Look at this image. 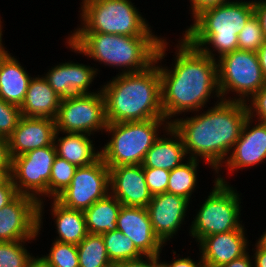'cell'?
<instances>
[{
    "instance_id": "obj_7",
    "label": "cell",
    "mask_w": 266,
    "mask_h": 267,
    "mask_svg": "<svg viewBox=\"0 0 266 267\" xmlns=\"http://www.w3.org/2000/svg\"><path fill=\"white\" fill-rule=\"evenodd\" d=\"M166 119H149L108 123L106 132L112 138L103 149L101 158L110 167L119 165H141L145 154L154 144L158 136V128Z\"/></svg>"
},
{
    "instance_id": "obj_6",
    "label": "cell",
    "mask_w": 266,
    "mask_h": 267,
    "mask_svg": "<svg viewBox=\"0 0 266 267\" xmlns=\"http://www.w3.org/2000/svg\"><path fill=\"white\" fill-rule=\"evenodd\" d=\"M82 4L83 25L74 32L155 36L130 0H83Z\"/></svg>"
},
{
    "instance_id": "obj_37",
    "label": "cell",
    "mask_w": 266,
    "mask_h": 267,
    "mask_svg": "<svg viewBox=\"0 0 266 267\" xmlns=\"http://www.w3.org/2000/svg\"><path fill=\"white\" fill-rule=\"evenodd\" d=\"M17 195L16 187L12 178H10L5 184L0 186V209L10 203Z\"/></svg>"
},
{
    "instance_id": "obj_2",
    "label": "cell",
    "mask_w": 266,
    "mask_h": 267,
    "mask_svg": "<svg viewBox=\"0 0 266 267\" xmlns=\"http://www.w3.org/2000/svg\"><path fill=\"white\" fill-rule=\"evenodd\" d=\"M219 100L205 113L184 120H170V125L183 140L186 153L190 154L188 158L202 157L217 174L248 117L246 103Z\"/></svg>"
},
{
    "instance_id": "obj_26",
    "label": "cell",
    "mask_w": 266,
    "mask_h": 267,
    "mask_svg": "<svg viewBox=\"0 0 266 267\" xmlns=\"http://www.w3.org/2000/svg\"><path fill=\"white\" fill-rule=\"evenodd\" d=\"M121 202L110 193L84 211L88 233L103 234L117 230Z\"/></svg>"
},
{
    "instance_id": "obj_39",
    "label": "cell",
    "mask_w": 266,
    "mask_h": 267,
    "mask_svg": "<svg viewBox=\"0 0 266 267\" xmlns=\"http://www.w3.org/2000/svg\"><path fill=\"white\" fill-rule=\"evenodd\" d=\"M0 168H12L8 139L2 137H0Z\"/></svg>"
},
{
    "instance_id": "obj_46",
    "label": "cell",
    "mask_w": 266,
    "mask_h": 267,
    "mask_svg": "<svg viewBox=\"0 0 266 267\" xmlns=\"http://www.w3.org/2000/svg\"><path fill=\"white\" fill-rule=\"evenodd\" d=\"M12 168H0V186L11 178Z\"/></svg>"
},
{
    "instance_id": "obj_41",
    "label": "cell",
    "mask_w": 266,
    "mask_h": 267,
    "mask_svg": "<svg viewBox=\"0 0 266 267\" xmlns=\"http://www.w3.org/2000/svg\"><path fill=\"white\" fill-rule=\"evenodd\" d=\"M143 258L146 260H143ZM115 265L117 267H152V255H144L137 259L120 261Z\"/></svg>"
},
{
    "instance_id": "obj_22",
    "label": "cell",
    "mask_w": 266,
    "mask_h": 267,
    "mask_svg": "<svg viewBox=\"0 0 266 267\" xmlns=\"http://www.w3.org/2000/svg\"><path fill=\"white\" fill-rule=\"evenodd\" d=\"M60 101L61 98L43 76L32 77L24 102L20 106L21 115L24 117L50 118L55 120Z\"/></svg>"
},
{
    "instance_id": "obj_14",
    "label": "cell",
    "mask_w": 266,
    "mask_h": 267,
    "mask_svg": "<svg viewBox=\"0 0 266 267\" xmlns=\"http://www.w3.org/2000/svg\"><path fill=\"white\" fill-rule=\"evenodd\" d=\"M109 192L123 206L147 207L150 193L142 165H119L109 168Z\"/></svg>"
},
{
    "instance_id": "obj_49",
    "label": "cell",
    "mask_w": 266,
    "mask_h": 267,
    "mask_svg": "<svg viewBox=\"0 0 266 267\" xmlns=\"http://www.w3.org/2000/svg\"><path fill=\"white\" fill-rule=\"evenodd\" d=\"M160 255H152V267H167L165 262H160Z\"/></svg>"
},
{
    "instance_id": "obj_43",
    "label": "cell",
    "mask_w": 266,
    "mask_h": 267,
    "mask_svg": "<svg viewBox=\"0 0 266 267\" xmlns=\"http://www.w3.org/2000/svg\"><path fill=\"white\" fill-rule=\"evenodd\" d=\"M253 262H251L248 252L242 257L232 260L229 263L222 265L221 267H252Z\"/></svg>"
},
{
    "instance_id": "obj_44",
    "label": "cell",
    "mask_w": 266,
    "mask_h": 267,
    "mask_svg": "<svg viewBox=\"0 0 266 267\" xmlns=\"http://www.w3.org/2000/svg\"><path fill=\"white\" fill-rule=\"evenodd\" d=\"M256 246V252L254 253V266L255 267H266V250L261 249L257 244Z\"/></svg>"
},
{
    "instance_id": "obj_15",
    "label": "cell",
    "mask_w": 266,
    "mask_h": 267,
    "mask_svg": "<svg viewBox=\"0 0 266 267\" xmlns=\"http://www.w3.org/2000/svg\"><path fill=\"white\" fill-rule=\"evenodd\" d=\"M189 203V200L182 196L165 192L154 195L147 205L154 233L164 244L172 239L173 234L176 235L184 221Z\"/></svg>"
},
{
    "instance_id": "obj_31",
    "label": "cell",
    "mask_w": 266,
    "mask_h": 267,
    "mask_svg": "<svg viewBox=\"0 0 266 267\" xmlns=\"http://www.w3.org/2000/svg\"><path fill=\"white\" fill-rule=\"evenodd\" d=\"M48 255L41 257L48 267H79L77 245L54 241Z\"/></svg>"
},
{
    "instance_id": "obj_12",
    "label": "cell",
    "mask_w": 266,
    "mask_h": 267,
    "mask_svg": "<svg viewBox=\"0 0 266 267\" xmlns=\"http://www.w3.org/2000/svg\"><path fill=\"white\" fill-rule=\"evenodd\" d=\"M109 191V167L100 157L88 166L77 167L69 186L55 199L67 208L85 211Z\"/></svg>"
},
{
    "instance_id": "obj_25",
    "label": "cell",
    "mask_w": 266,
    "mask_h": 267,
    "mask_svg": "<svg viewBox=\"0 0 266 267\" xmlns=\"http://www.w3.org/2000/svg\"><path fill=\"white\" fill-rule=\"evenodd\" d=\"M51 207L59 234L56 241L78 245L88 235L84 211L67 208L56 199Z\"/></svg>"
},
{
    "instance_id": "obj_11",
    "label": "cell",
    "mask_w": 266,
    "mask_h": 267,
    "mask_svg": "<svg viewBox=\"0 0 266 267\" xmlns=\"http://www.w3.org/2000/svg\"><path fill=\"white\" fill-rule=\"evenodd\" d=\"M107 124L102 90L61 98L55 118L56 131L91 135L93 131L105 130Z\"/></svg>"
},
{
    "instance_id": "obj_36",
    "label": "cell",
    "mask_w": 266,
    "mask_h": 267,
    "mask_svg": "<svg viewBox=\"0 0 266 267\" xmlns=\"http://www.w3.org/2000/svg\"><path fill=\"white\" fill-rule=\"evenodd\" d=\"M251 99V104L246 102L248 116L250 118L258 117L259 122H266V84L256 92ZM255 113V114H254ZM254 114V115H253Z\"/></svg>"
},
{
    "instance_id": "obj_35",
    "label": "cell",
    "mask_w": 266,
    "mask_h": 267,
    "mask_svg": "<svg viewBox=\"0 0 266 267\" xmlns=\"http://www.w3.org/2000/svg\"><path fill=\"white\" fill-rule=\"evenodd\" d=\"M145 181L150 193L154 196L167 192L170 171L162 168L143 167Z\"/></svg>"
},
{
    "instance_id": "obj_1",
    "label": "cell",
    "mask_w": 266,
    "mask_h": 267,
    "mask_svg": "<svg viewBox=\"0 0 266 267\" xmlns=\"http://www.w3.org/2000/svg\"><path fill=\"white\" fill-rule=\"evenodd\" d=\"M179 42L173 70L158 66L166 120L204 108L212 92L221 99L215 54L207 46H191L184 38Z\"/></svg>"
},
{
    "instance_id": "obj_48",
    "label": "cell",
    "mask_w": 266,
    "mask_h": 267,
    "mask_svg": "<svg viewBox=\"0 0 266 267\" xmlns=\"http://www.w3.org/2000/svg\"><path fill=\"white\" fill-rule=\"evenodd\" d=\"M1 20H0V63L1 61L9 54L8 51L5 50L2 44V28H1Z\"/></svg>"
},
{
    "instance_id": "obj_8",
    "label": "cell",
    "mask_w": 266,
    "mask_h": 267,
    "mask_svg": "<svg viewBox=\"0 0 266 267\" xmlns=\"http://www.w3.org/2000/svg\"><path fill=\"white\" fill-rule=\"evenodd\" d=\"M217 177L214 188L202 204L190 228V234L200 242L204 237L243 228L240 224V198L233 187Z\"/></svg>"
},
{
    "instance_id": "obj_4",
    "label": "cell",
    "mask_w": 266,
    "mask_h": 267,
    "mask_svg": "<svg viewBox=\"0 0 266 267\" xmlns=\"http://www.w3.org/2000/svg\"><path fill=\"white\" fill-rule=\"evenodd\" d=\"M161 40L157 36L74 32L67 43L74 52L84 53L101 64L127 69L121 73H137L155 63Z\"/></svg>"
},
{
    "instance_id": "obj_27",
    "label": "cell",
    "mask_w": 266,
    "mask_h": 267,
    "mask_svg": "<svg viewBox=\"0 0 266 267\" xmlns=\"http://www.w3.org/2000/svg\"><path fill=\"white\" fill-rule=\"evenodd\" d=\"M79 267H111L102 234L88 235L77 245Z\"/></svg>"
},
{
    "instance_id": "obj_24",
    "label": "cell",
    "mask_w": 266,
    "mask_h": 267,
    "mask_svg": "<svg viewBox=\"0 0 266 267\" xmlns=\"http://www.w3.org/2000/svg\"><path fill=\"white\" fill-rule=\"evenodd\" d=\"M60 132L54 134L56 155L77 167L88 166L101 157V152H95L94 144L84 133H66L65 137H58ZM59 138L57 141L56 139ZM58 142V143H56Z\"/></svg>"
},
{
    "instance_id": "obj_51",
    "label": "cell",
    "mask_w": 266,
    "mask_h": 267,
    "mask_svg": "<svg viewBox=\"0 0 266 267\" xmlns=\"http://www.w3.org/2000/svg\"><path fill=\"white\" fill-rule=\"evenodd\" d=\"M199 267H220V266H214V265H210L205 262H202Z\"/></svg>"
},
{
    "instance_id": "obj_5",
    "label": "cell",
    "mask_w": 266,
    "mask_h": 267,
    "mask_svg": "<svg viewBox=\"0 0 266 267\" xmlns=\"http://www.w3.org/2000/svg\"><path fill=\"white\" fill-rule=\"evenodd\" d=\"M253 15V0L222 3L197 14L183 38L191 46L211 44L220 58L238 50V34Z\"/></svg>"
},
{
    "instance_id": "obj_23",
    "label": "cell",
    "mask_w": 266,
    "mask_h": 267,
    "mask_svg": "<svg viewBox=\"0 0 266 267\" xmlns=\"http://www.w3.org/2000/svg\"><path fill=\"white\" fill-rule=\"evenodd\" d=\"M19 61L8 54L0 63V98L20 107L32 79Z\"/></svg>"
},
{
    "instance_id": "obj_20",
    "label": "cell",
    "mask_w": 266,
    "mask_h": 267,
    "mask_svg": "<svg viewBox=\"0 0 266 267\" xmlns=\"http://www.w3.org/2000/svg\"><path fill=\"white\" fill-rule=\"evenodd\" d=\"M203 262L222 266L245 255L248 247L244 228L204 237L200 242Z\"/></svg>"
},
{
    "instance_id": "obj_17",
    "label": "cell",
    "mask_w": 266,
    "mask_h": 267,
    "mask_svg": "<svg viewBox=\"0 0 266 267\" xmlns=\"http://www.w3.org/2000/svg\"><path fill=\"white\" fill-rule=\"evenodd\" d=\"M55 120L22 116L16 129L7 138L11 157L54 145Z\"/></svg>"
},
{
    "instance_id": "obj_9",
    "label": "cell",
    "mask_w": 266,
    "mask_h": 267,
    "mask_svg": "<svg viewBox=\"0 0 266 267\" xmlns=\"http://www.w3.org/2000/svg\"><path fill=\"white\" fill-rule=\"evenodd\" d=\"M218 87L222 100L229 91L236 92L240 98L228 99L246 103L265 84L257 52L235 50L225 54L217 61ZM251 95V96H250Z\"/></svg>"
},
{
    "instance_id": "obj_40",
    "label": "cell",
    "mask_w": 266,
    "mask_h": 267,
    "mask_svg": "<svg viewBox=\"0 0 266 267\" xmlns=\"http://www.w3.org/2000/svg\"><path fill=\"white\" fill-rule=\"evenodd\" d=\"M254 14L260 22L262 32L266 39V0H254Z\"/></svg>"
},
{
    "instance_id": "obj_47",
    "label": "cell",
    "mask_w": 266,
    "mask_h": 267,
    "mask_svg": "<svg viewBox=\"0 0 266 267\" xmlns=\"http://www.w3.org/2000/svg\"><path fill=\"white\" fill-rule=\"evenodd\" d=\"M25 267H48L45 261L41 258L33 257Z\"/></svg>"
},
{
    "instance_id": "obj_34",
    "label": "cell",
    "mask_w": 266,
    "mask_h": 267,
    "mask_svg": "<svg viewBox=\"0 0 266 267\" xmlns=\"http://www.w3.org/2000/svg\"><path fill=\"white\" fill-rule=\"evenodd\" d=\"M21 117L20 107L0 98V137L8 138L16 129Z\"/></svg>"
},
{
    "instance_id": "obj_21",
    "label": "cell",
    "mask_w": 266,
    "mask_h": 267,
    "mask_svg": "<svg viewBox=\"0 0 266 267\" xmlns=\"http://www.w3.org/2000/svg\"><path fill=\"white\" fill-rule=\"evenodd\" d=\"M165 130L174 139L158 137L151 148L145 154L142 162L143 167L162 168L172 171L175 167L182 165L188 156L180 134L170 125V121L165 122Z\"/></svg>"
},
{
    "instance_id": "obj_10",
    "label": "cell",
    "mask_w": 266,
    "mask_h": 267,
    "mask_svg": "<svg viewBox=\"0 0 266 267\" xmlns=\"http://www.w3.org/2000/svg\"><path fill=\"white\" fill-rule=\"evenodd\" d=\"M54 145L45 146L12 158L11 178L18 194L35 198L39 202V228H41L43 201L49 197L51 168L56 157Z\"/></svg>"
},
{
    "instance_id": "obj_16",
    "label": "cell",
    "mask_w": 266,
    "mask_h": 267,
    "mask_svg": "<svg viewBox=\"0 0 266 267\" xmlns=\"http://www.w3.org/2000/svg\"><path fill=\"white\" fill-rule=\"evenodd\" d=\"M116 224L117 230L129 236L143 255H160L164 243L154 233L145 207L122 205Z\"/></svg>"
},
{
    "instance_id": "obj_13",
    "label": "cell",
    "mask_w": 266,
    "mask_h": 267,
    "mask_svg": "<svg viewBox=\"0 0 266 267\" xmlns=\"http://www.w3.org/2000/svg\"><path fill=\"white\" fill-rule=\"evenodd\" d=\"M39 230V202L18 194L0 209V241L31 240Z\"/></svg>"
},
{
    "instance_id": "obj_38",
    "label": "cell",
    "mask_w": 266,
    "mask_h": 267,
    "mask_svg": "<svg viewBox=\"0 0 266 267\" xmlns=\"http://www.w3.org/2000/svg\"><path fill=\"white\" fill-rule=\"evenodd\" d=\"M193 18L204 9L229 2V0H190Z\"/></svg>"
},
{
    "instance_id": "obj_30",
    "label": "cell",
    "mask_w": 266,
    "mask_h": 267,
    "mask_svg": "<svg viewBox=\"0 0 266 267\" xmlns=\"http://www.w3.org/2000/svg\"><path fill=\"white\" fill-rule=\"evenodd\" d=\"M77 166L58 156L55 157L49 180V197L55 199L72 181Z\"/></svg>"
},
{
    "instance_id": "obj_45",
    "label": "cell",
    "mask_w": 266,
    "mask_h": 267,
    "mask_svg": "<svg viewBox=\"0 0 266 267\" xmlns=\"http://www.w3.org/2000/svg\"><path fill=\"white\" fill-rule=\"evenodd\" d=\"M257 55L259 58L261 70L263 73V76L266 80V40L265 42L261 45V47L257 51Z\"/></svg>"
},
{
    "instance_id": "obj_3",
    "label": "cell",
    "mask_w": 266,
    "mask_h": 267,
    "mask_svg": "<svg viewBox=\"0 0 266 267\" xmlns=\"http://www.w3.org/2000/svg\"><path fill=\"white\" fill-rule=\"evenodd\" d=\"M167 42L162 39L155 63L137 73H120L101 88L108 123L165 119L162 108L161 77L158 61L165 56Z\"/></svg>"
},
{
    "instance_id": "obj_32",
    "label": "cell",
    "mask_w": 266,
    "mask_h": 267,
    "mask_svg": "<svg viewBox=\"0 0 266 267\" xmlns=\"http://www.w3.org/2000/svg\"><path fill=\"white\" fill-rule=\"evenodd\" d=\"M20 241H0V267H25L33 258Z\"/></svg>"
},
{
    "instance_id": "obj_19",
    "label": "cell",
    "mask_w": 266,
    "mask_h": 267,
    "mask_svg": "<svg viewBox=\"0 0 266 267\" xmlns=\"http://www.w3.org/2000/svg\"><path fill=\"white\" fill-rule=\"evenodd\" d=\"M97 69L72 62L61 63L43 76L60 98L91 94L88 90Z\"/></svg>"
},
{
    "instance_id": "obj_42",
    "label": "cell",
    "mask_w": 266,
    "mask_h": 267,
    "mask_svg": "<svg viewBox=\"0 0 266 267\" xmlns=\"http://www.w3.org/2000/svg\"><path fill=\"white\" fill-rule=\"evenodd\" d=\"M174 261L171 263H165L167 265V267H199L200 264L203 262L202 258H200V261L198 262V264H196V262H194L191 258L187 257V258H178L173 259Z\"/></svg>"
},
{
    "instance_id": "obj_29",
    "label": "cell",
    "mask_w": 266,
    "mask_h": 267,
    "mask_svg": "<svg viewBox=\"0 0 266 267\" xmlns=\"http://www.w3.org/2000/svg\"><path fill=\"white\" fill-rule=\"evenodd\" d=\"M102 237L107 255L114 265L120 261L137 259L144 256L136 248L130 237L124 235L119 230L103 233Z\"/></svg>"
},
{
    "instance_id": "obj_18",
    "label": "cell",
    "mask_w": 266,
    "mask_h": 267,
    "mask_svg": "<svg viewBox=\"0 0 266 267\" xmlns=\"http://www.w3.org/2000/svg\"><path fill=\"white\" fill-rule=\"evenodd\" d=\"M251 120L252 118L248 116L233 151H230V156L224 162L232 172L255 166L266 160V122L258 121V124L251 128Z\"/></svg>"
},
{
    "instance_id": "obj_33",
    "label": "cell",
    "mask_w": 266,
    "mask_h": 267,
    "mask_svg": "<svg viewBox=\"0 0 266 267\" xmlns=\"http://www.w3.org/2000/svg\"><path fill=\"white\" fill-rule=\"evenodd\" d=\"M265 40L260 22L254 14L238 34V50L257 52Z\"/></svg>"
},
{
    "instance_id": "obj_28",
    "label": "cell",
    "mask_w": 266,
    "mask_h": 267,
    "mask_svg": "<svg viewBox=\"0 0 266 267\" xmlns=\"http://www.w3.org/2000/svg\"><path fill=\"white\" fill-rule=\"evenodd\" d=\"M199 159L189 158L187 163L170 171L167 193L182 196L190 201L197 181V166Z\"/></svg>"
},
{
    "instance_id": "obj_50",
    "label": "cell",
    "mask_w": 266,
    "mask_h": 267,
    "mask_svg": "<svg viewBox=\"0 0 266 267\" xmlns=\"http://www.w3.org/2000/svg\"><path fill=\"white\" fill-rule=\"evenodd\" d=\"M259 241L256 243L261 249L266 250V231L263 232V235L258 239Z\"/></svg>"
}]
</instances>
